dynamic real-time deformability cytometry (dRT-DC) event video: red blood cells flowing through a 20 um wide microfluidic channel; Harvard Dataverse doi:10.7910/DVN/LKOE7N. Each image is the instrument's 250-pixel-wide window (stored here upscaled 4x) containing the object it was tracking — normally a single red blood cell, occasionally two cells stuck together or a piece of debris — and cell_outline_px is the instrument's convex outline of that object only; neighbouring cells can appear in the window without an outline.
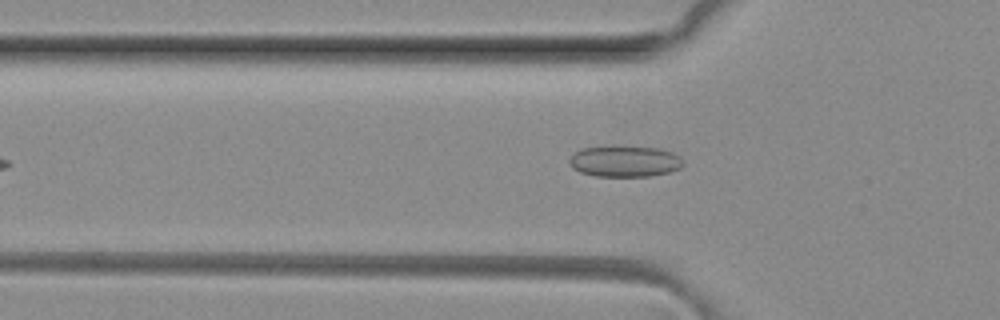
{"species": "common noctule bat (a hibernating species)", "species_latin": "Nyctalus noctula", "temperature_condition": "room temperature", "stored_images_in_passage": 4, "camera_frame_rate_fps": 3000, "um_per_image_px": 0.085, "animal": {"sex": "female", "body_mass_g": 29.2, "forearm_length_mm": 56.3}, "frame": {"image": 1, "passage_image": 4, "time_ms": 1.0, "image_size_px": [1000, 320], "cell_outline_px": [[684, 164], [680, 168], [668, 172], [648, 176], [596, 176], [580, 172], [572, 168], [568, 160], [580, 148], [612, 144], [616, 144], [660, 148], [672, 152], [680, 156]], "centroid_in_image_um": [53.08, 13.67], "position_along_channel_um": 72.7, "area_um2": 21.27}}